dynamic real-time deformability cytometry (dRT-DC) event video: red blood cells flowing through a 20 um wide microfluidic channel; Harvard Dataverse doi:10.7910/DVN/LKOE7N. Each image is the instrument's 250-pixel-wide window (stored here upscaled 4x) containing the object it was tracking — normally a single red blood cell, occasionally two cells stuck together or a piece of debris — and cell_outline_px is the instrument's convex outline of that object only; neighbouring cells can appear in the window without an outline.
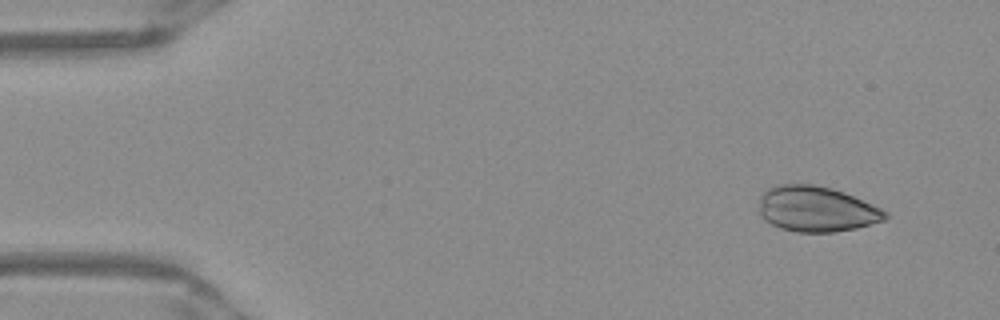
{"species": "Egyptian fruit bat (a non-hibernating species)", "species_latin": "Rousettus aegyptiacus", "temperature_condition": "warm", "stored_images_in_passage": 52, "segment_of_instrument_passage": [1, 2], "camera_frame_rate_fps": 3000, "um_per_image_px": 0.085, "frame": {"image": 1, "passage_image": 4, "time_ms": 1.0, "image_size_px": [1000, 320], "cell_outline_px": [[888, 216], [884, 220], [856, 228], [836, 232], [796, 232], [780, 228], [764, 220], [760, 216], [760, 196], [768, 188], [780, 184], [812, 184], [832, 188], [844, 192], [872, 204], [888, 212]], "centroid_in_image_um": [69.39, 17.77], "position_along_channel_um": 15.6, "area_um2": 33.47}}
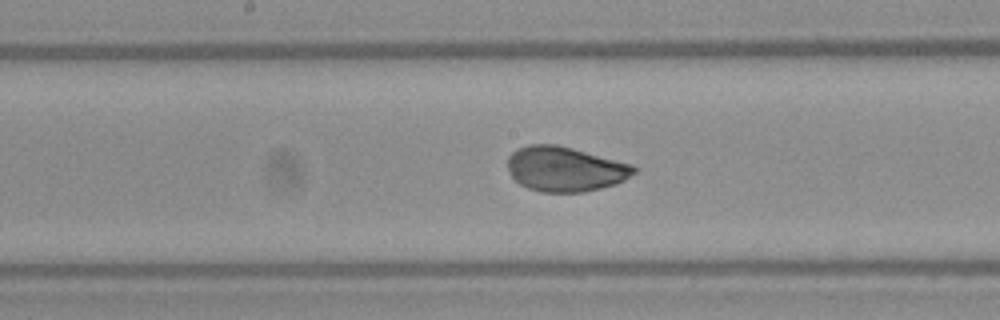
{"frame": {"image": 2, "passage_image": 26, "time_ms": 8.333, "image_size_px": [1000, 320], "cell_outline_px": [[636, 172], [624, 180], [616, 184], [584, 192], [540, 192], [528, 188], [520, 184], [512, 176], [508, 168], [508, 156], [512, 152], [528, 144], [556, 144], [572, 148], [632, 164], [636, 168]], "centroid_in_image_um": [48.03, 14.37], "position_along_channel_um": 200.2, "area_um2": 32.89}}
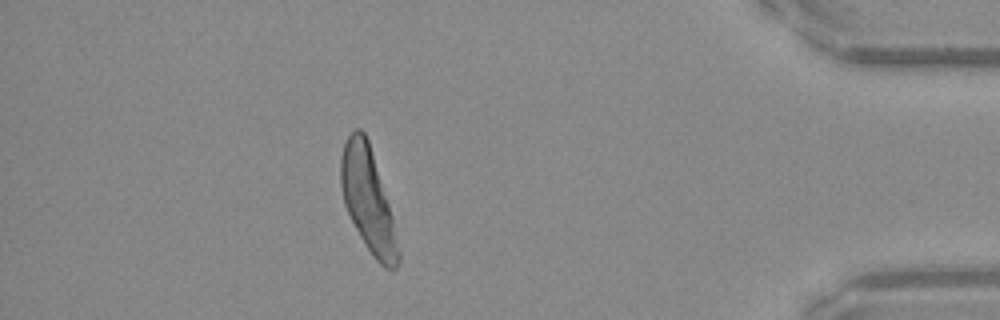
{"frame": {"image": 3, "passage_image": 45, "time_ms": 14.667, "image_size_px": [1000, 320], "cell_outline_px": [[400, 260], [396, 268], [392, 272], [384, 268], [376, 260], [360, 236], [344, 204], [340, 188], [340, 156], [344, 144], [348, 136], [356, 128], [360, 128], [364, 132], [368, 140], [392, 216], [400, 252]], "centroid_in_image_um": [31.27, 17.02], "position_along_channel_um": 403.9, "area_um2": 34.28}}